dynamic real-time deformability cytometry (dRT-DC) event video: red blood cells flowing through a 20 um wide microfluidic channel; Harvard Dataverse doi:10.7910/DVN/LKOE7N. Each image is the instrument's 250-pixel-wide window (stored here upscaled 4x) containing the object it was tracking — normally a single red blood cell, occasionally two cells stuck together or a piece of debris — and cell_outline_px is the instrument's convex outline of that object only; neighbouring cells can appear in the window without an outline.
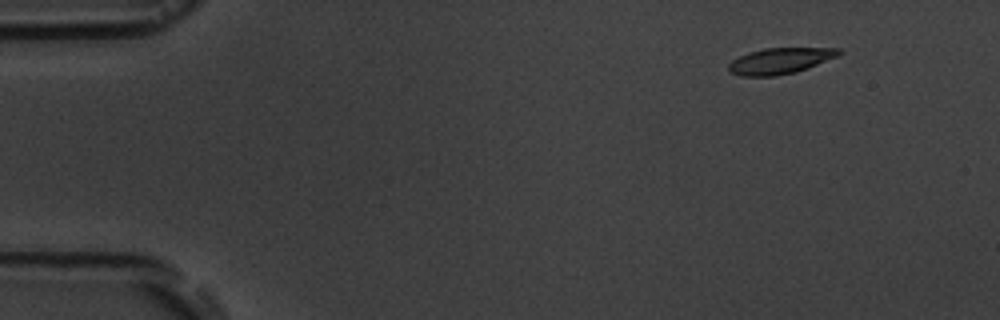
{"species": "common noctule bat (a hibernating species)", "species_latin": "Nyctalus noctula", "temperature_condition": "room temperature", "stored_images_in_passage": 6, "camera_frame_rate_fps": 3000, "um_per_image_px": 0.085, "animal": {"sex": "male", "body_mass_g": 19.5, "forearm_length_mm": 54.6}, "frame": {"image": 1, "passage_image": 2, "time_ms": 1.333, "image_size_px": [1000, 320], "cell_outline_px": [[844, 52], [840, 56], [808, 68], [796, 72], [776, 76], [740, 76], [728, 72], [728, 64], [732, 60], [748, 52], [764, 48], [840, 48]], "centroid_in_image_um": [66.33, 5.17], "position_along_channel_um": 18.7, "area_um2": 16.99}}
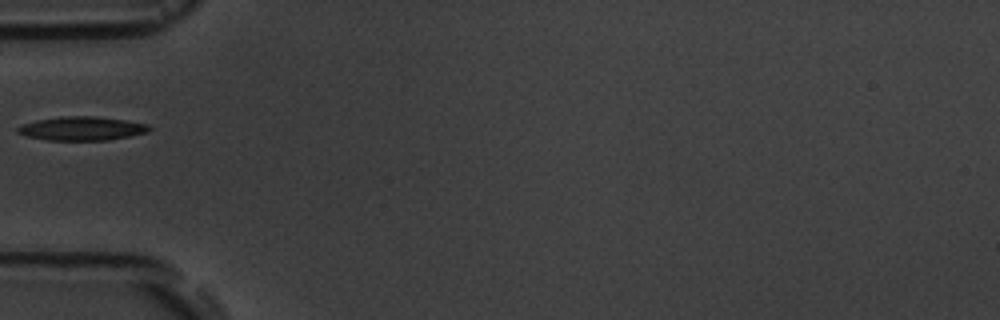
{"frame": {"image": 2, "passage_image": 5, "time_ms": 5.667, "image_size_px": [1000, 320], "cell_outline_px": [[152, 128], [148, 132], [108, 140], [48, 140], [28, 136], [16, 132], [16, 128], [20, 124], [36, 120], [60, 116], [96, 116], [128, 120], [148, 124]], "centroid_in_image_um": [6.95, 10.91], "position_along_channel_um": 78.0, "area_um2": 18.38}}
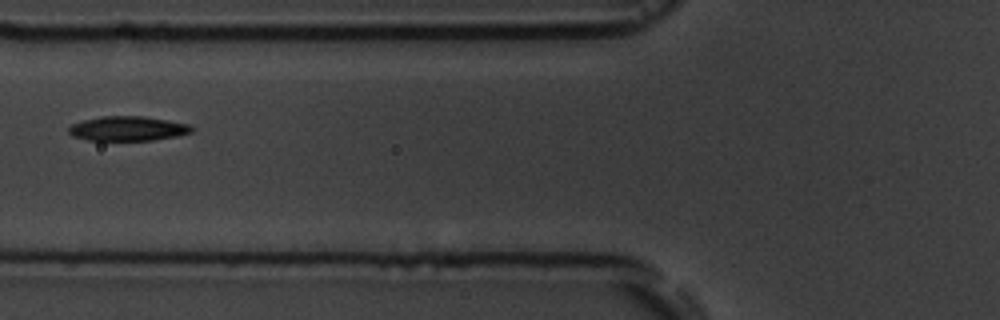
{"frame": {"image": 3, "passage_image": 6, "time_ms": 6.667, "image_size_px": [1000, 320], "cell_outline_px": [[196, 128], [192, 132], [176, 136], [152, 140], [88, 140], [72, 136], [68, 132], [68, 128], [72, 124], [84, 120], [100, 116], [144, 116], [168, 120], [188, 124]], "centroid_in_image_um": [10.87, 10.92], "position_along_channel_um": 114.9, "area_um2": 17.63}}